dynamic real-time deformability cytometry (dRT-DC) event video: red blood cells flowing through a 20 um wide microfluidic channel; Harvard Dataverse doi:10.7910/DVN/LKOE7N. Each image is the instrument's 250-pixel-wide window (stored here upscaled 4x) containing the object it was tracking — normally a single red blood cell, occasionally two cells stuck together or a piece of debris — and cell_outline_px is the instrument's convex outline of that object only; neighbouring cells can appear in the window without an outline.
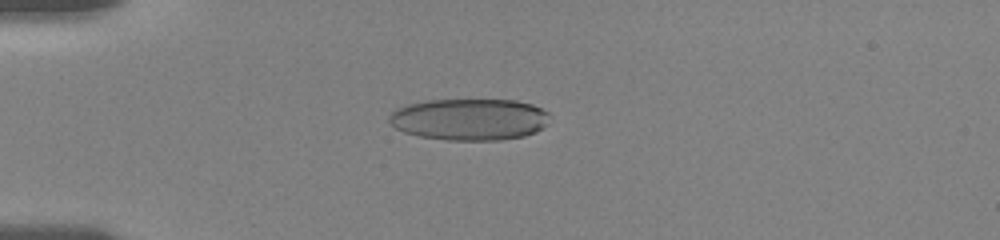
{"species": "human", "species_latin": "Homo sapiens", "temperature_condition": "room temperature", "stored_images_in_passage": 56, "camera_frame_rate_fps": 3000, "um_per_image_px": 0.085, "donor": {"sex": "female"}, "frame": {"image": 1, "passage_image": 15, "time_ms": 4.667, "image_size_px": [1000, 240], "cell_outline_px": [[552, 116], [548, 124], [544, 128], [536, 132], [524, 136], [500, 140], [448, 140], [420, 136], [404, 132], [396, 128], [388, 120], [388, 116], [396, 108], [408, 104], [424, 100], [516, 100], [532, 104], [548, 112]], "centroid_in_image_um": [39.94, 10.14], "position_along_channel_um": 45.1, "area_um2": 39.36}}
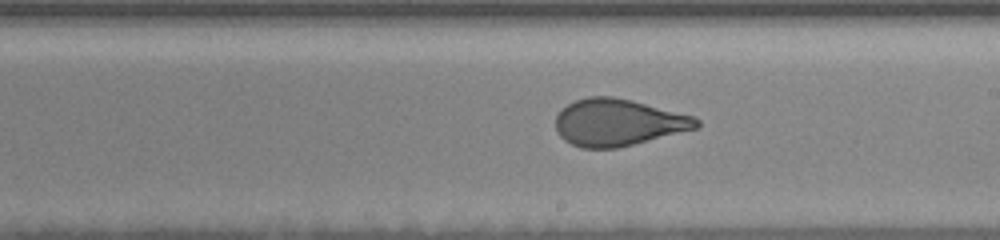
{"frame": {"image": 2, "passage_image": 33, "time_ms": 10.667, "image_size_px": [1000, 240], "cell_outline_px": [[700, 124], [696, 128], [616, 148], [580, 148], [564, 140], [556, 132], [556, 116], [568, 104], [576, 100], [588, 96], [612, 96], [632, 100], [692, 116], [700, 120]], "centroid_in_image_um": [52.49, 10.4], "position_along_channel_um": 236.5, "area_um2": 38.03}}
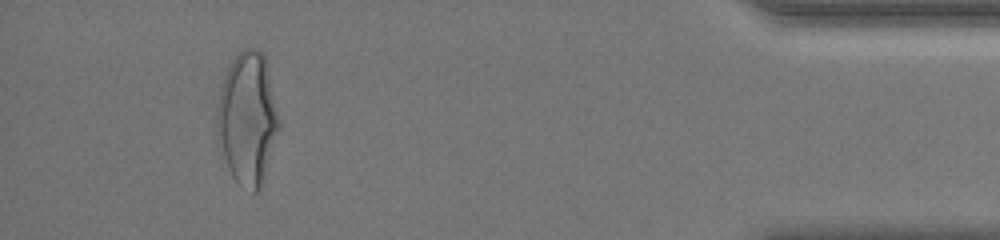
{"frame": {"image": 3, "passage_image": 52, "time_ms": 17.0, "image_size_px": [1000, 240], "cell_outline_px": [[280, 128], [264, 180], [260, 188], [256, 192], [252, 192], [240, 184], [232, 176], [228, 168], [224, 156], [216, 128], [216, 108], [220, 84], [236, 52], [244, 48], [256, 48], [264, 52], [268, 68], [280, 120]], "centroid_in_image_um": [21.05, 10.03], "position_along_channel_um": 414.2, "area_um2": 48.26}, "authors_computed_cell_mechanics": {"area_um2": 39.9398, "velocity_mm_per_s": 3.6352, "shape_relaxation_time_tau1_ms": 5.6625, "shape_relaxation_time_tau2_ms": 0.7676, "deformation_change_tau1": 0.1893, "deformation_change_tau2": 0.0794}}